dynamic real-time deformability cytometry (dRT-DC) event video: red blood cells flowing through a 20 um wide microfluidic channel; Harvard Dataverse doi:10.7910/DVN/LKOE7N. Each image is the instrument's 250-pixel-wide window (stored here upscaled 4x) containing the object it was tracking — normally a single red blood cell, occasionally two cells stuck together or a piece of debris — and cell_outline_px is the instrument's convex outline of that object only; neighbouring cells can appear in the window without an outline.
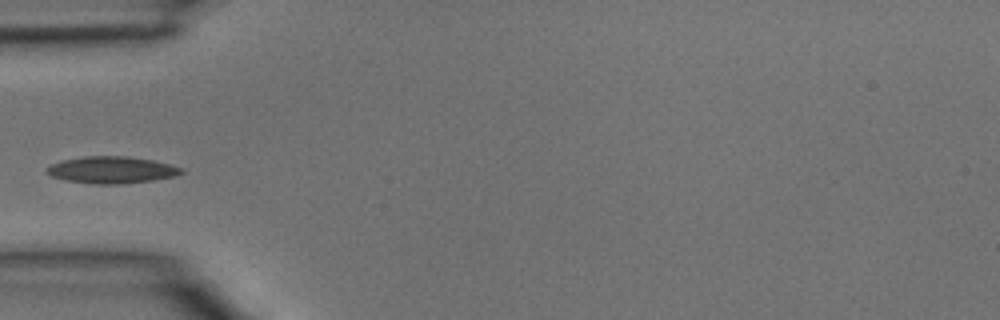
{"species": "common noctule bat (a hibernating species)", "species_latin": "Nyctalus noctula", "temperature_condition": "room temperature", "stored_images_in_passage": 4, "camera_frame_rate_fps": 3000, "um_per_image_px": 0.085, "animal": {"sex": "male", "body_mass_g": 15.6}, "frame": {"image": 1, "passage_image": 4, "time_ms": 1.0, "image_size_px": [1000, 320], "cell_outline_px": [[184, 172], [176, 176], [152, 180], [120, 184], [92, 184], [68, 180], [52, 176], [44, 172], [44, 168], [52, 164], [64, 160], [84, 156], [128, 156], [152, 160], [184, 168]], "centroid_in_image_um": [9.49, 14.44], "position_along_channel_um": 75.5, "area_um2": 21.04}}